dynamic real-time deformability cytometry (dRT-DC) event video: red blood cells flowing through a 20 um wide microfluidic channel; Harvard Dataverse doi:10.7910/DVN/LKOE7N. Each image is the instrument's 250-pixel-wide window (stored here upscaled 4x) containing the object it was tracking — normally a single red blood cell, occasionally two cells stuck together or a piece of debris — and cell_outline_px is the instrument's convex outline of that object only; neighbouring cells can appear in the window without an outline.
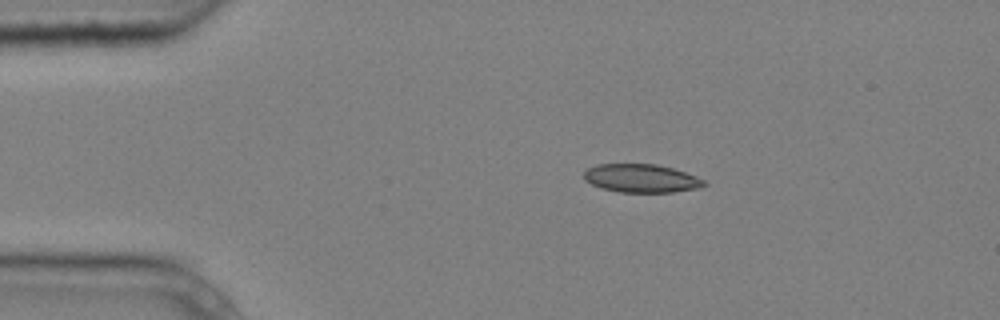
{"species": "common noctule bat (a hibernating species)", "species_latin": "Nyctalus noctula", "temperature_condition": "cold", "stored_images_in_passage": 6, "camera_frame_rate_fps": 3000, "um_per_image_px": 0.085, "animal": {"sex": "male", "body_mass_g": 20.4}, "frame": {"image": 1, "passage_image": 1, "time_ms": 0.0, "image_size_px": [1000, 320], "cell_outline_px": [[708, 184], [700, 188], [672, 192], [620, 192], [600, 188], [584, 180], [584, 172], [588, 168], [596, 164], [656, 164], [672, 168], [696, 176], [704, 180]], "centroid_in_image_um": [54.51, 15.16], "position_along_channel_um": 30.5, "area_um2": 19.88}}
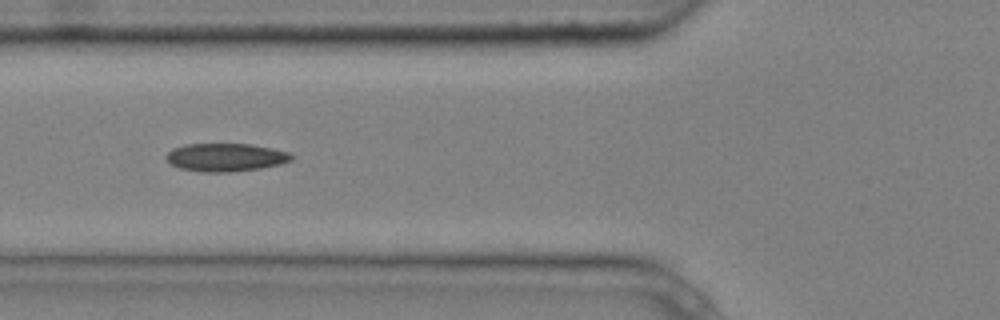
{"frame": {"image": 2, "passage_image": 3, "time_ms": 0.667, "image_size_px": [1000, 320], "cell_outline_px": [[296, 156], [292, 160], [280, 164], [260, 168], [228, 172], [200, 172], [180, 168], [172, 164], [164, 156], [172, 148], [184, 144], [252, 144], [272, 148], [288, 152]], "centroid_in_image_um": [19.19, 13.37], "position_along_channel_um": 106.6, "area_um2": 20.58}}